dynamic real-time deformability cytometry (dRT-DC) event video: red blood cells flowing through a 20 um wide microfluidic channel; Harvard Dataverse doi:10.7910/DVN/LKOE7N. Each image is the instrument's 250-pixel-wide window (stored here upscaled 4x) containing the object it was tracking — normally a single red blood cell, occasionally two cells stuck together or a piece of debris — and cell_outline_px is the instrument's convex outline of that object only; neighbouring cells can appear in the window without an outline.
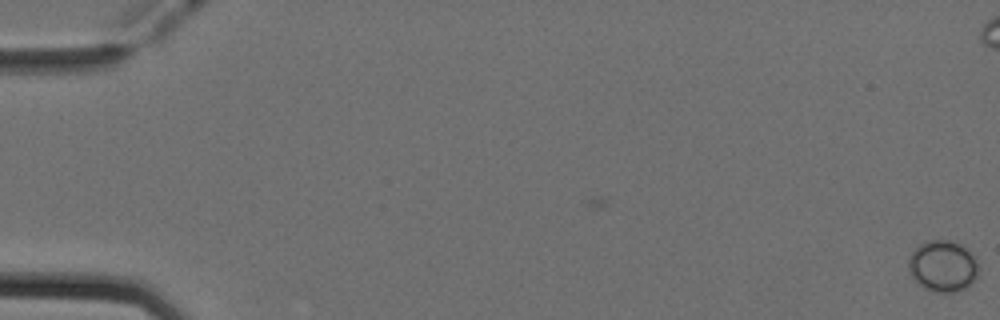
{"species": "Egyptian fruit bat (a non-hibernating species)", "species_latin": "Rousettus aegyptiacus", "temperature_condition": "cold", "stored_images_in_passage": 3, "camera_frame_rate_fps": 3000, "um_per_image_px": 0.085, "animal": {"sex": "female"}, "frame": {"image": 1, "passage_image": 3, "time_ms": 0.667, "image_size_px": [1000, 320], "cell_outline_px": [[976, 276], [972, 284], [956, 292], [940, 292], [924, 288], [912, 276], [908, 268], [908, 260], [912, 252], [920, 244], [928, 240], [948, 240], [960, 244], [972, 252], [976, 260]], "centroid_in_image_um": [80.13, 22.6], "position_along_channel_um": 4.9, "area_um2": 20.69}}